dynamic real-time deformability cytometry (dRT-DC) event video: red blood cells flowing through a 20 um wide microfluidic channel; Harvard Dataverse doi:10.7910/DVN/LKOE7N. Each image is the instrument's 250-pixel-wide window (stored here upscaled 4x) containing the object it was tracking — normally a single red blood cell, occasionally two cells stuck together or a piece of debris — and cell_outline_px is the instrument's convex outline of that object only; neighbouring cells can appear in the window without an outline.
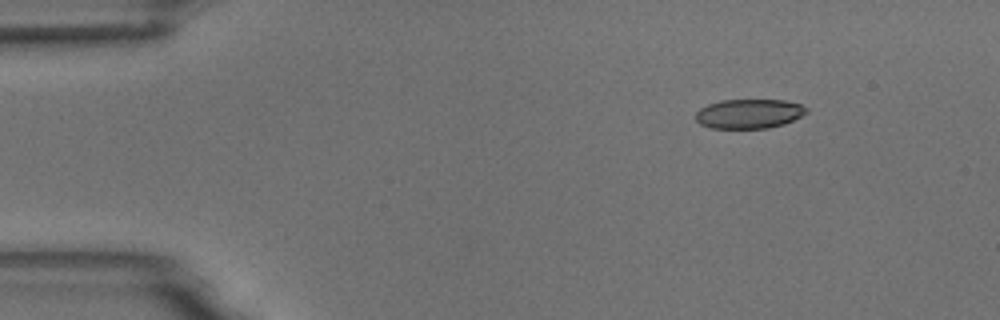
{"species": "common noctule bat (a hibernating species)", "species_latin": "Nyctalus noctula", "temperature_condition": "room temperature", "stored_images_in_passage": 6, "camera_frame_rate_fps": 3000, "um_per_image_px": 0.085, "animal": {"sex": "male", "body_mass_g": 18.8}, "frame": {"image": 1, "passage_image": 1, "time_ms": 0.0, "image_size_px": [1000, 320], "cell_outline_px": [[808, 112], [784, 124], [768, 128], [712, 128], [700, 124], [696, 120], [696, 112], [700, 108], [708, 104], [720, 100], [784, 100], [800, 104], [808, 108]], "centroid_in_image_um": [63.66, 9.66], "position_along_channel_um": 21.3, "area_um2": 18.96}}
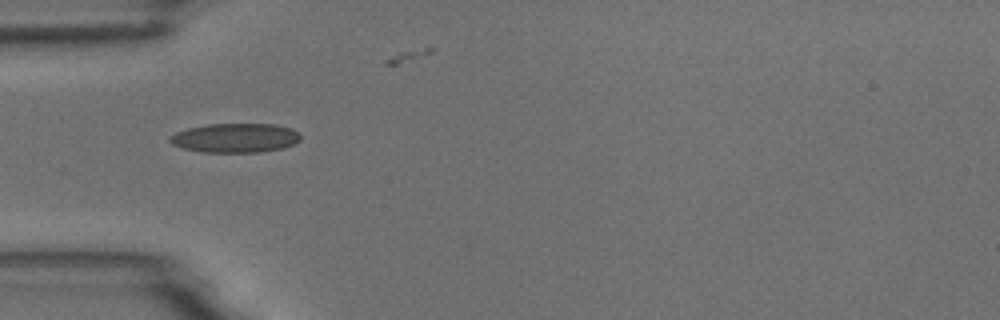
{"frame": {"image": 2, "passage_image": 4, "time_ms": 3.333, "image_size_px": [1000, 320], "cell_outline_px": [[300, 140], [296, 144], [284, 148], [260, 152], [200, 152], [180, 148], [172, 144], [168, 140], [168, 136], [176, 132], [188, 128], [204, 124], [276, 124], [292, 128], [300, 132]], "centroid_in_image_um": [20.0, 11.72], "position_along_channel_um": 65.0, "area_um2": 22.72}}